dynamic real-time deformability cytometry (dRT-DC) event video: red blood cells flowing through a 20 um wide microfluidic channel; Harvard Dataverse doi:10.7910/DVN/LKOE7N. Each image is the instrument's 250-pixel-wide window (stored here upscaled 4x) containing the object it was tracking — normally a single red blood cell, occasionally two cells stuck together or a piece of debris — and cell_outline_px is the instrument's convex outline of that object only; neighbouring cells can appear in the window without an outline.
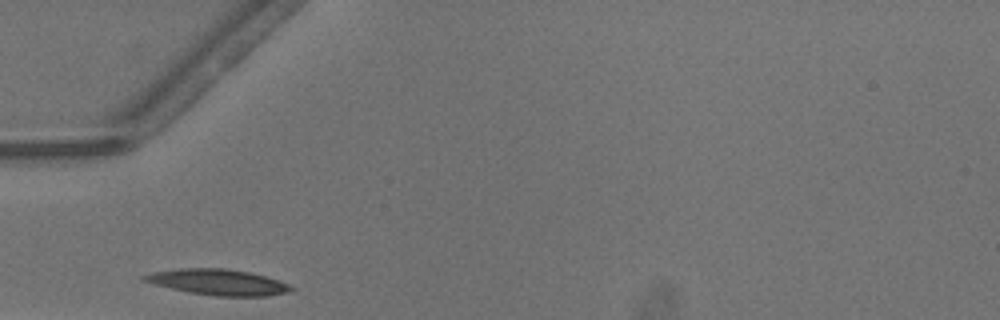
{"species": "common noctule bat (a hibernating species)", "species_latin": "Nyctalus noctula", "temperature_condition": "warm", "stored_images_in_passage": 14, "camera_frame_rate_fps": 3000, "um_per_image_px": 0.085, "animal": {"sex": "male", "body_mass_g": 13.3}, "frame": {"image": 1, "passage_image": 1, "time_ms": 0.0, "image_size_px": [1000, 320], "cell_outline_px": [[296, 288], [288, 292], [268, 296], [216, 296], [192, 292], [172, 288], [156, 284], [144, 280], [140, 276], [152, 272], [180, 268], [228, 268], [248, 272], [264, 276], [288, 284]], "centroid_in_image_um": [18.55, 23.97], "position_along_channel_um": 66.4, "area_um2": 21.79}}
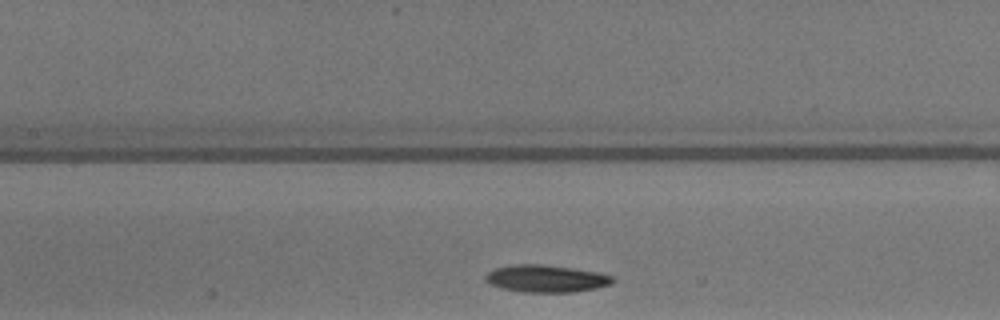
{"frame": {"image": 2, "passage_image": 8, "time_ms": 2.333, "image_size_px": [1000, 320], "cell_outline_px": [[616, 280], [612, 284], [596, 288], [572, 292], [520, 292], [488, 284], [484, 280], [484, 276], [488, 272], [496, 268], [516, 264], [544, 264], [572, 268], [596, 272], [612, 276]], "centroid_in_image_um": [46.4, 23.68], "position_along_channel_um": 161.0, "area_um2": 20.23}}
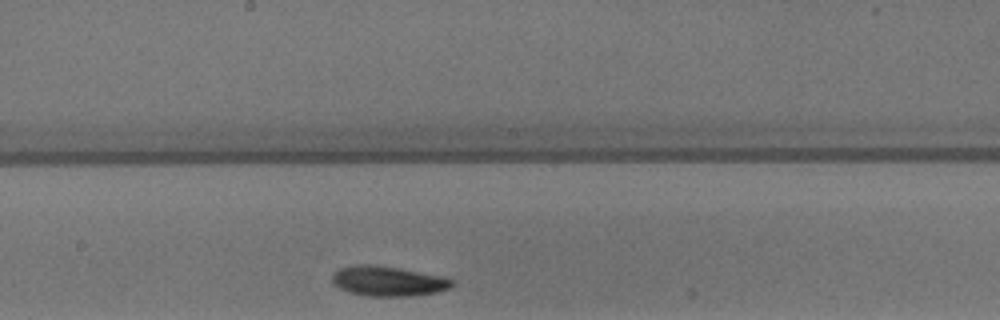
{"frame": {"image": 3, "passage_image": 12, "time_ms": 3.667, "image_size_px": [1000, 320], "cell_outline_px": [[452, 284], [448, 288], [436, 292], [408, 296], [368, 296], [348, 292], [332, 284], [332, 276], [340, 268], [356, 264], [368, 264], [396, 268], [440, 276], [452, 280]], "centroid_in_image_um": [32.91, 23.9], "position_along_channel_um": 215.3, "area_um2": 20.46}}